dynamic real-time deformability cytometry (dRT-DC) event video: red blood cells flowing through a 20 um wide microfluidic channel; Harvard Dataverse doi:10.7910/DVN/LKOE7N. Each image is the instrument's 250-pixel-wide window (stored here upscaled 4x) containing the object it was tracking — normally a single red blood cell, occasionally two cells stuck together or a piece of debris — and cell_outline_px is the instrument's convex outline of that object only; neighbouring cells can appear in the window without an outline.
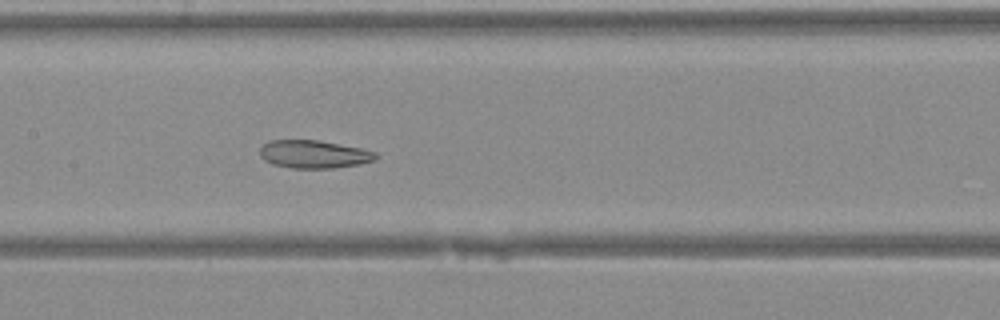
{"species": "Egyptian fruit bat (a non-hibernating species)", "species_latin": "Rousettus aegyptiacus", "temperature_condition": "warm", "stored_images_in_passage": 25, "camera_frame_rate_fps": 3000, "um_per_image_px": 0.085, "animal": {"sex": "female"}, "frame": {"image": 1, "passage_image": 10, "time_ms": 3.0, "image_size_px": [1000, 320], "cell_outline_px": [[380, 156], [376, 160], [356, 164], [332, 168], [292, 168], [272, 164], [264, 160], [260, 156], [260, 148], [268, 140], [316, 140], [360, 148], [376, 152]], "centroid_in_image_um": [26.66, 13.11], "position_along_channel_um": 180.7, "area_um2": 18.79}}
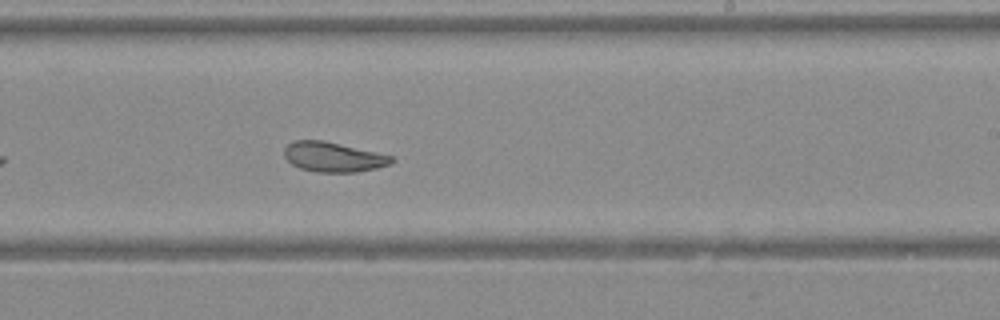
{"frame": {"image": 2, "passage_image": 15, "time_ms": 4.667, "image_size_px": [1000, 320], "cell_outline_px": [[396, 160], [392, 164], [376, 168], [356, 172], [316, 172], [300, 168], [292, 164], [284, 156], [284, 148], [292, 140], [324, 140], [376, 152], [392, 156]], "centroid_in_image_um": [28.33, 13.34], "position_along_channel_um": 260.7, "area_um2": 18.73}}
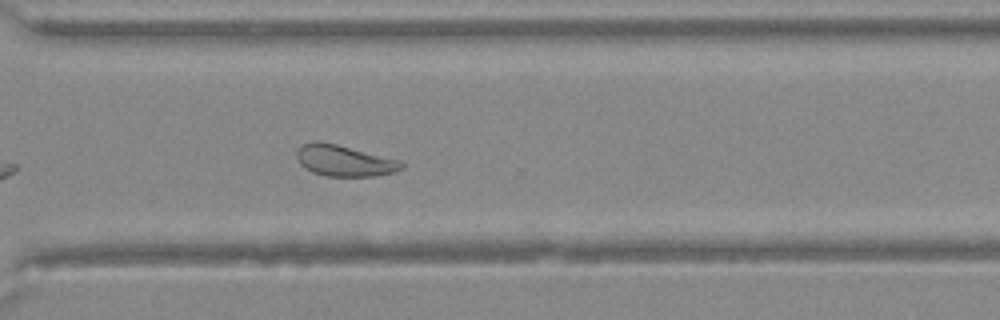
{"frame": {"image": 3, "passage_image": 20, "time_ms": 6.333, "image_size_px": [1000, 320], "cell_outline_px": [[404, 168], [392, 172], [372, 176], [324, 176], [312, 172], [304, 168], [300, 164], [296, 156], [296, 148], [300, 144], [316, 140], [336, 144], [404, 160]], "centroid_in_image_um": [29.25, 13.64], "position_along_channel_um": 341.3, "area_um2": 19.42}}